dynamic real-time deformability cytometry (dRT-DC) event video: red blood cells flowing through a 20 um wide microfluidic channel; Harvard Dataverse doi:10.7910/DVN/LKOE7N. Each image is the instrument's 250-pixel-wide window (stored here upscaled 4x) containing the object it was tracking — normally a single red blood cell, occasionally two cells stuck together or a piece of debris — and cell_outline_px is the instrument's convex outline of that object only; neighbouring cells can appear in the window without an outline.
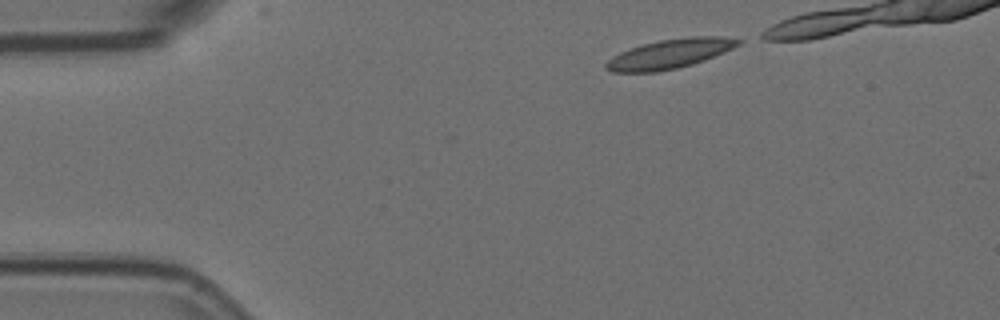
{"species": "Egyptian fruit bat (a non-hibernating species)", "species_latin": "Rousettus aegyptiacus", "temperature_condition": "room temperature", "stored_images_in_passage": 4, "camera_frame_rate_fps": 3000, "um_per_image_px": 0.085, "animal": {"sex": "female"}, "frame": {"image": 1, "passage_image": 1, "time_ms": 0.0, "image_size_px": [1000, 320], "cell_outline_px": [[744, 40], [740, 44], [724, 52], [704, 60], [692, 64], [676, 68], [656, 72], [612, 72], [604, 68], [604, 64], [612, 56], [620, 52], [644, 44], [660, 40], [688, 36], [720, 36]], "centroid_in_image_um": [56.93, 4.57], "position_along_channel_um": 28.1, "area_um2": 22.54}}